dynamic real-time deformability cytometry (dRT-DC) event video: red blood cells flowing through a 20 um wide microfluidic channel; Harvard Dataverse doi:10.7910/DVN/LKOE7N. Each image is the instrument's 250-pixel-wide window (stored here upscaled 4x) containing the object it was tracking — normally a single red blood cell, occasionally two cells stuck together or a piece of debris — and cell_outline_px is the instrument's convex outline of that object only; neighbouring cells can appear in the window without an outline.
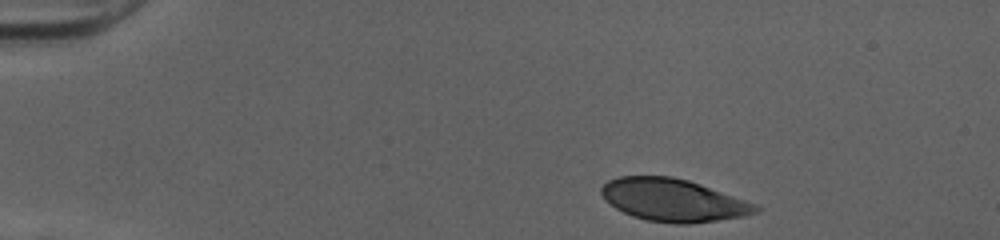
{"species": "human", "species_latin": "Homo sapiens", "temperature_condition": "cold", "stored_images_in_passage": 36, "camera_frame_rate_fps": 3000, "um_per_image_px": 0.085, "donor": {"sex": "female"}, "frame": {"image": 1, "passage_image": 1, "time_ms": 0.0, "image_size_px": [1000, 240], "cell_outline_px": [[760, 212], [744, 216], [688, 224], [676, 224], [648, 220], [632, 216], [616, 208], [604, 200], [600, 192], [600, 188], [608, 180], [620, 176], [672, 176], [688, 180], [700, 184], [756, 204], [760, 208]], "centroid_in_image_um": [57.2, 17.01], "position_along_channel_um": 27.8, "area_um2": 38.15}}
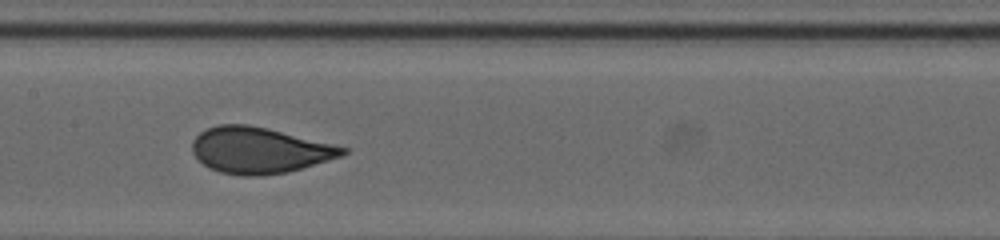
{"frame": {"image": 2, "passage_image": 19, "time_ms": 6.0, "image_size_px": [1000, 240], "cell_outline_px": [[348, 152], [340, 156], [328, 160], [288, 172], [260, 176], [244, 176], [220, 172], [208, 168], [192, 152], [192, 140], [200, 132], [208, 128], [220, 124], [248, 124], [268, 128], [348, 148]], "centroid_in_image_um": [22.02, 12.77], "position_along_channel_um": 185.4, "area_um2": 40.17}}
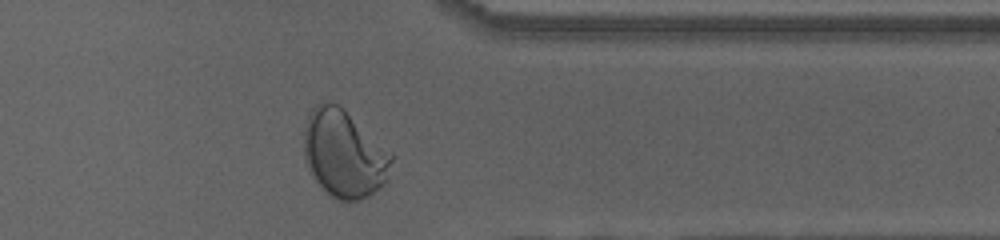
{"frame": {"image": 3, "passage_image": 34, "time_ms": 11.0, "image_size_px": [1000, 240], "cell_outline_px": [[396, 156], [388, 180], [380, 188], [368, 196], [360, 200], [336, 200], [320, 188], [312, 176], [304, 160], [304, 128], [308, 116], [312, 108], [316, 104], [336, 104], [344, 108], [392, 152]], "centroid_in_image_um": [29.28, 13.11], "position_along_channel_um": 382.1, "area_um2": 45.26}, "authors_computed_cell_mechanics": {"area_um2": 39.9976, "velocity_mm_per_s": 4.032, "shape_relaxation_time_tau1_ms": 4.4198, "shape_relaxation_time_tau2_ms": null, "deformation_change_tau1": 0.1818, "deformation_change_tau2": null}}